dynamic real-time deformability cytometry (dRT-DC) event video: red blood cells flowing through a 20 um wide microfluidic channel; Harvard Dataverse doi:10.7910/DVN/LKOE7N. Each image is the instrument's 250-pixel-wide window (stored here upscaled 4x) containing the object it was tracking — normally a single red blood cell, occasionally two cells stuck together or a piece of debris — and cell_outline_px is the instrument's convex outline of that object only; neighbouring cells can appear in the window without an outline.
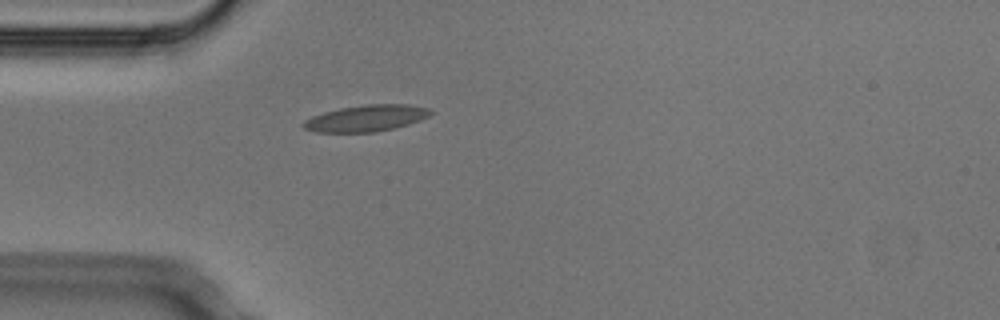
{"species": "Egyptian fruit bat (a non-hibernating species)", "species_latin": "Rousettus aegyptiacus", "temperature_condition": "cold", "stored_images_in_passage": 1, "camera_frame_rate_fps": 3000, "um_per_image_px": 0.085, "animal": {"sex": "male"}, "frame": {"image": 1, "passage_image": 1, "time_ms": 0.0, "image_size_px": [1000, 320], "cell_outline_px": [[432, 112], [428, 116], [420, 120], [396, 128], [376, 132], [316, 132], [304, 128], [300, 124], [304, 120], [312, 116], [324, 112], [340, 108], [364, 104], [408, 104], [428, 108]], "centroid_in_image_um": [31.1, 10.05], "position_along_channel_um": 53.9, "area_um2": 19.65}}